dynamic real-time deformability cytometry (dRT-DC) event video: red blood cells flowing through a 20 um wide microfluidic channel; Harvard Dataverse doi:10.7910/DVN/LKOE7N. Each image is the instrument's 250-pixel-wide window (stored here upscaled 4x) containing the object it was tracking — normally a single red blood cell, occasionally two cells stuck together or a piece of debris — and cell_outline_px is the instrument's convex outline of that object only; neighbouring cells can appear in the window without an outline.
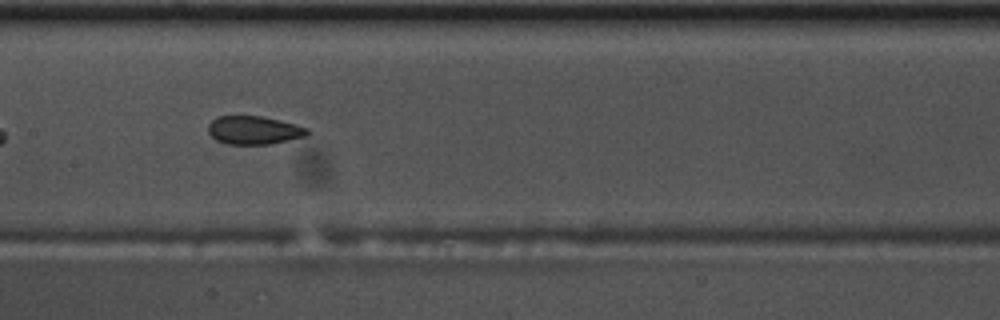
{"species": "common noctule bat (a hibernating species)", "species_latin": "Nyctalus noctula", "temperature_condition": "warm", "stored_images_in_passage": 40, "camera_frame_rate_fps": 3000, "um_per_image_px": 0.085, "animal": {"sex": "male", "body_mass_g": 17.5, "forearm_length_mm": 52.3}, "frame": {"image": 1, "passage_image": 12, "time_ms": 3.667, "image_size_px": [1000, 320], "cell_outline_px": [[312, 132], [304, 136], [268, 144], [228, 144], [216, 140], [208, 132], [208, 124], [216, 116], [260, 116], [280, 120], [296, 124], [308, 128]], "centroid_in_image_um": [21.57, 11.05], "position_along_channel_um": 185.8, "area_um2": 16.3}, "authors_computed_cell_mechanics": {"area_um2": 17.34, "velocity_mm_per_s": 3.6866, "shape_relaxation_time_tau1_ms": null, "shape_relaxation_time_tau2_ms": 2.1463, "deformation_change_tau1": null, "deformation_change_tau2": 0.088}}